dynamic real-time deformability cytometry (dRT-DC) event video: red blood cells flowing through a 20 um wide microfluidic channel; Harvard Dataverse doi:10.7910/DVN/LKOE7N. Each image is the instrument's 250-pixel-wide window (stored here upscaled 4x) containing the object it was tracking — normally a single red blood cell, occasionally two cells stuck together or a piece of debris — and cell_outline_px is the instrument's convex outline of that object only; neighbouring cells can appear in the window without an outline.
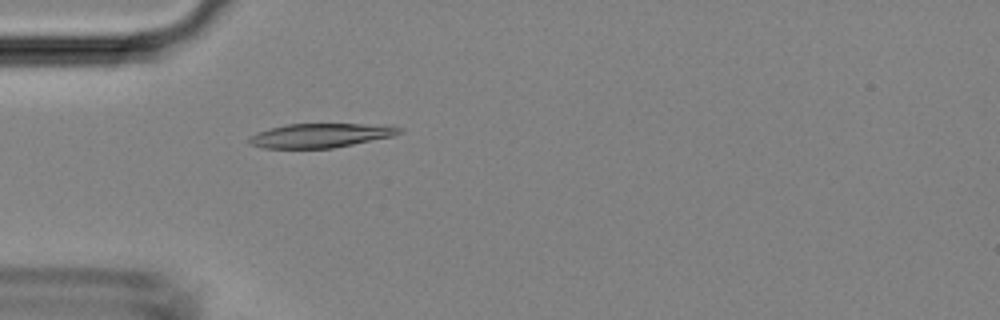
{"species": "Egyptian fruit bat (a non-hibernating species)", "species_latin": "Rousettus aegyptiacus", "temperature_condition": "room temperature", "stored_images_in_passage": 27, "camera_frame_rate_fps": 3000, "um_per_image_px": 0.085, "animal": {"sex": "female"}, "frame": {"image": 1, "passage_image": 3, "time_ms": 0.667, "image_size_px": [1000, 320], "cell_outline_px": [[404, 132], [392, 136], [332, 148], [264, 148], [248, 144], [248, 136], [256, 132], [288, 124], [392, 124], [404, 128]], "centroid_in_image_um": [27.29, 11.5], "position_along_channel_um": 57.7, "area_um2": 21.33}}
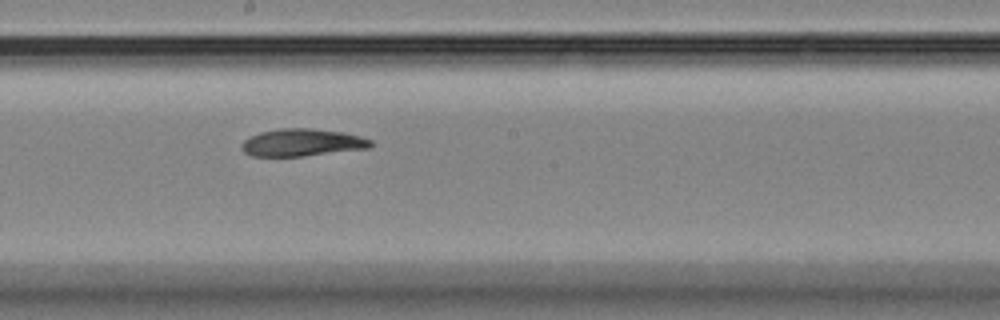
{"frame": {"image": 2, "passage_image": 15, "time_ms": 4.667, "image_size_px": [1000, 320], "cell_outline_px": [[376, 144], [372, 148], [304, 156], [252, 156], [244, 152], [240, 148], [240, 144], [244, 140], [260, 132], [280, 128], [312, 128], [344, 132], [360, 136], [372, 140]], "centroid_in_image_um": [25.73, 12.12], "position_along_channel_um": 222.5, "area_um2": 20.92}}
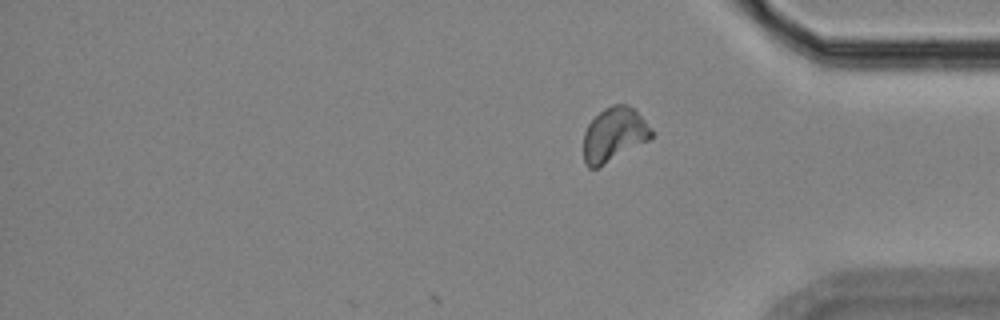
{"frame": {"image": 3, "passage_image": 27, "time_ms": 8.667, "image_size_px": [1000, 320], "cell_outline_px": [[652, 136], [648, 140], [596, 168], [588, 168], [584, 164], [584, 132], [588, 124], [604, 108], [612, 104], [628, 104], [652, 128]], "centroid_in_image_um": [52.17, 11.42], "position_along_channel_um": 383.0, "area_um2": 20.98}}